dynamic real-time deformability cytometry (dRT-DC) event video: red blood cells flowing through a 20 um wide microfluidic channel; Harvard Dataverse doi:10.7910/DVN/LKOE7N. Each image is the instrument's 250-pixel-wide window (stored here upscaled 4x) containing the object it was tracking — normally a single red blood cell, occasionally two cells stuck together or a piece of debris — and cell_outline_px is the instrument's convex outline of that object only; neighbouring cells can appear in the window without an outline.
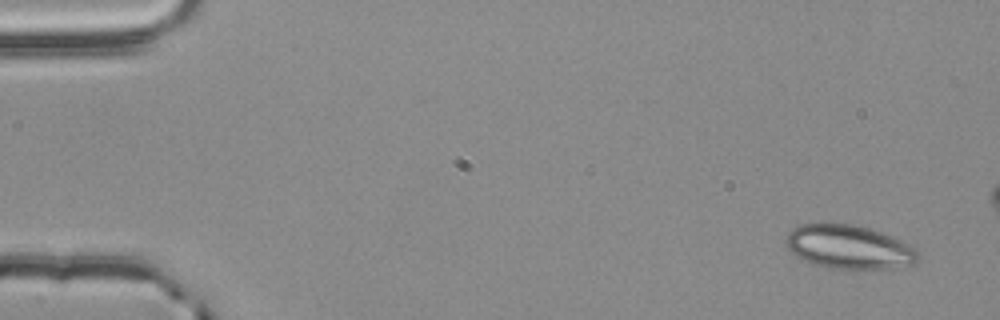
{"species": "common noctule bat (a hibernating species)", "species_latin": "Nyctalus noctula", "temperature_condition": "room temperature", "stored_images_in_passage": 4, "camera_frame_rate_fps": 3000, "um_per_image_px": 0.085, "animal": {"sex": "male", "body_mass_g": 20.4}, "frame": {"image": 1, "passage_image": 1, "time_ms": 0.0, "image_size_px": [1000, 320], "cell_outline_px": [[920, 256], [912, 264], [892, 268], [828, 268], [816, 264], [796, 256], [784, 244], [784, 240], [788, 232], [792, 228], [800, 224], [828, 220], [852, 224], [868, 228], [880, 232], [900, 240], [916, 248], [920, 252]], "centroid_in_image_um": [72.1, 20.94], "position_along_channel_um": 12.9, "area_um2": 34.16}}